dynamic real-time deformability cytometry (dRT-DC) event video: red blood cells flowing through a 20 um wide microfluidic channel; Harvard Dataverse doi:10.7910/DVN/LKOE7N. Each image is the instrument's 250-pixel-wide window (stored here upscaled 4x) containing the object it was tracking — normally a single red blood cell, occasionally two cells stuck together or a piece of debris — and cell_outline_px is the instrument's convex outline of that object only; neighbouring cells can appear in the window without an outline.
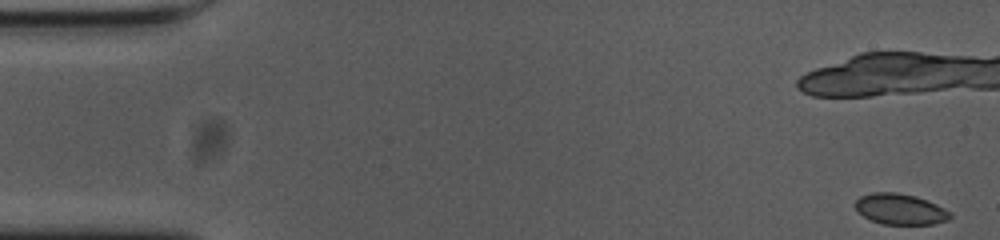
{"species": "common noctule bat (a hibernating species)", "species_latin": "Nyctalus noctula", "temperature_condition": "cold", "stored_images_in_passage": 20, "camera_frame_rate_fps": 3000, "um_per_image_px": 0.085, "animal": {"sex": "female", "body_mass_g": 23.0, "forearm_length_mm": 53.4}, "frame": {"image": 1, "passage_image": 1, "time_ms": 0.0, "image_size_px": [1000, 240], "cell_outline_px": [[952, 216], [948, 220], [932, 224], [884, 224], [872, 220], [864, 216], [856, 208], [856, 200], [860, 196], [872, 192], [896, 192], [916, 196], [928, 200], [952, 212]], "centroid_in_image_um": [76.56, 17.77], "position_along_channel_um": 8.4, "area_um2": 16.99}}